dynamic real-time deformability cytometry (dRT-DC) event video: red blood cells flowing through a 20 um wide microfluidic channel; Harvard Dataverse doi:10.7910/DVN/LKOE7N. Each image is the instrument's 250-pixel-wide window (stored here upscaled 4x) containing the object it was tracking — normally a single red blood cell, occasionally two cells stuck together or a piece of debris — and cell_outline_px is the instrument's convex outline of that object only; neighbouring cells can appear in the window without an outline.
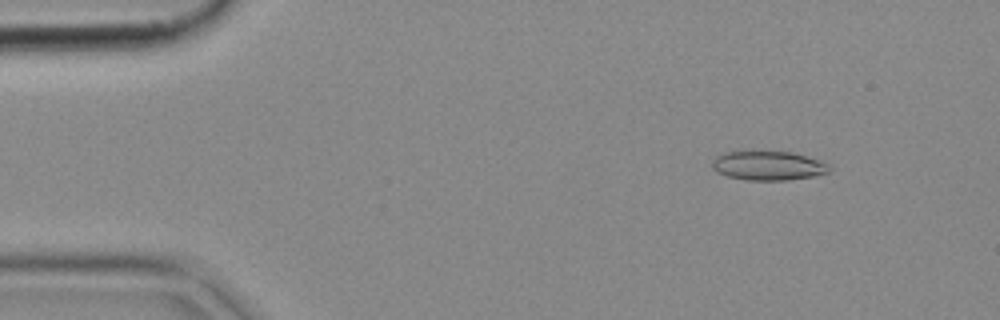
{"species": "common noctule bat (a hibernating species)", "species_latin": "Nyctalus noctula", "temperature_condition": "cold", "stored_images_in_passage": 51, "camera_frame_rate_fps": 3000, "um_per_image_px": 0.085, "animal": {"sex": "female", "body_mass_g": 18.4}, "frame": {"image": 1, "passage_image": 6, "time_ms": 1.667, "image_size_px": [1000, 320], "cell_outline_px": [[832, 168], [828, 172], [812, 176], [788, 180], [744, 180], [728, 176], [716, 172], [712, 168], [712, 160], [716, 156], [724, 152], [792, 152], [820, 160], [828, 164]], "centroid_in_image_um": [65.28, 14.09], "position_along_channel_um": 19.7, "area_um2": 19.83}}
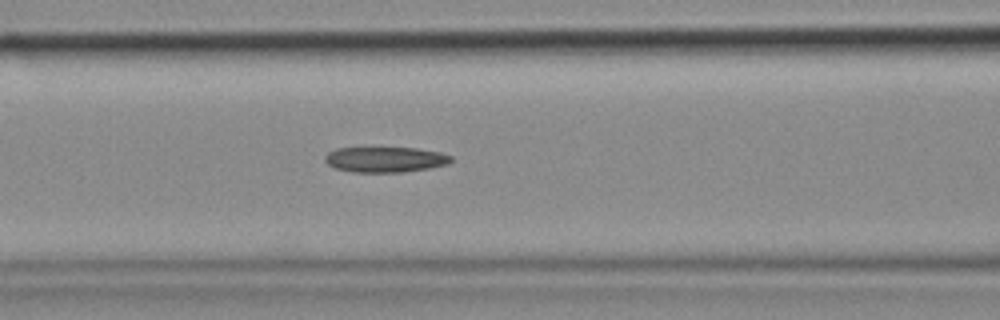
{"frame": {"image": 2, "passage_image": 21, "time_ms": 6.667, "image_size_px": [1000, 320], "cell_outline_px": [[452, 160], [448, 164], [428, 168], [400, 172], [352, 172], [336, 168], [328, 164], [324, 160], [324, 156], [328, 152], [336, 148], [416, 148], [440, 152], [452, 156]], "centroid_in_image_um": [32.73, 13.55], "position_along_channel_um": 133.9, "area_um2": 18.61}}
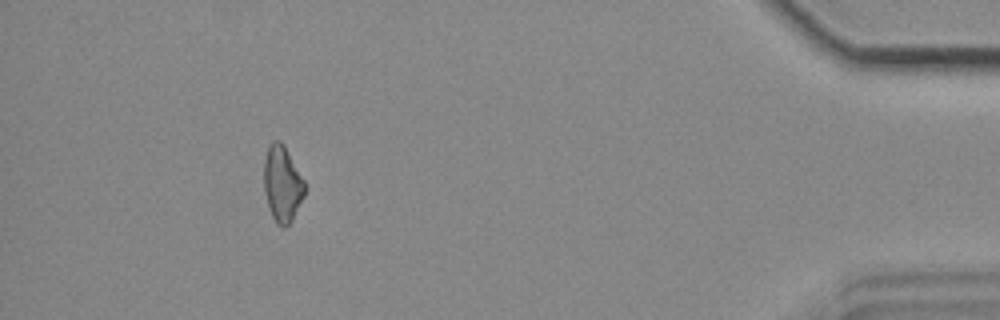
{"frame": {"image": 3, "passage_image": 47, "time_ms": 15.333, "image_size_px": [1000, 320], "cell_outline_px": [[304, 196], [292, 220], [284, 228], [276, 224], [272, 216], [264, 192], [264, 160], [268, 144], [272, 140], [280, 140], [284, 144], [304, 180]], "centroid_in_image_um": [23.98, 15.6], "position_along_channel_um": 411.2, "area_um2": 18.09}}